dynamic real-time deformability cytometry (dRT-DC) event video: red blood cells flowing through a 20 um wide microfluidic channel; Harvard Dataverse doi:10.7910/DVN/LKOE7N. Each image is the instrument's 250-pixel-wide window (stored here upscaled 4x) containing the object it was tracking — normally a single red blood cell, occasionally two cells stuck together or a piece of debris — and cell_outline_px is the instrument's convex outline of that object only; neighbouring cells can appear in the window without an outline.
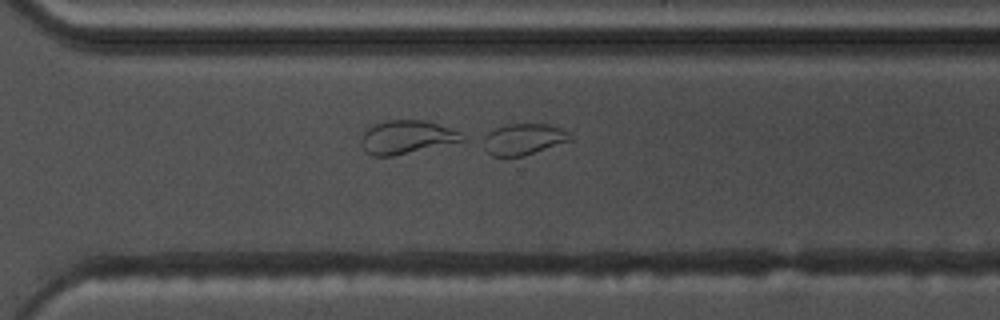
{"species": "common noctule bat (a hibernating species)", "species_latin": "Nyctalus noctula", "temperature_condition": "warm", "stored_images_in_passage": 56, "camera_frame_rate_fps": 3000, "um_per_image_px": 0.085, "animal": {"sex": "male", "body_mass_g": 17.5, "forearm_length_mm": 52.3}, "frame": {"image": 1, "passage_image": 40, "time_ms": 13.0, "image_size_px": [1000, 320], "cell_outline_px": [[572, 140], [524, 156], [492, 156], [476, 140], [488, 132], [504, 124], [548, 124], [560, 128], [568, 132]], "centroid_in_image_um": [44.4, 11.83], "position_along_channel_um": 326.2, "area_um2": 16.13}}